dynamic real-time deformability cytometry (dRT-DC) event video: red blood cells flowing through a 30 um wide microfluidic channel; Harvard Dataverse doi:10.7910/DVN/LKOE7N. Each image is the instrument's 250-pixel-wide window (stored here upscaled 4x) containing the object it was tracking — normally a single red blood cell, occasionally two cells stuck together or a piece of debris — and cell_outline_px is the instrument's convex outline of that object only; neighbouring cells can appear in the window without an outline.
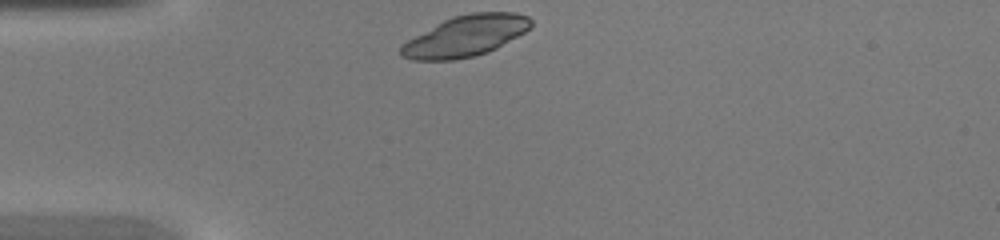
{"species": "common noctule bat (a hibernating species)", "species_latin": "Nyctalus noctula", "temperature_condition": "warm", "stored_images_in_passage": 28, "camera_frame_rate_fps": 3000, "um_per_image_px": 0.085, "animal": {"sex": "female", "body_mass_g": 20.0, "forearm_length_mm": 54.0}, "frame": {"image": 1, "passage_image": 1, "time_ms": 0.0, "image_size_px": [1000, 240], "cell_outline_px": [[532, 24], [524, 32], [496, 48], [488, 52], [476, 56], [456, 60], [412, 60], [400, 56], [400, 44], [436, 24], [452, 16], [472, 12], [516, 12], [528, 16], [532, 20]], "centroid_in_image_um": [39.55, 3.06], "position_along_channel_um": 45.4, "area_um2": 31.04}}